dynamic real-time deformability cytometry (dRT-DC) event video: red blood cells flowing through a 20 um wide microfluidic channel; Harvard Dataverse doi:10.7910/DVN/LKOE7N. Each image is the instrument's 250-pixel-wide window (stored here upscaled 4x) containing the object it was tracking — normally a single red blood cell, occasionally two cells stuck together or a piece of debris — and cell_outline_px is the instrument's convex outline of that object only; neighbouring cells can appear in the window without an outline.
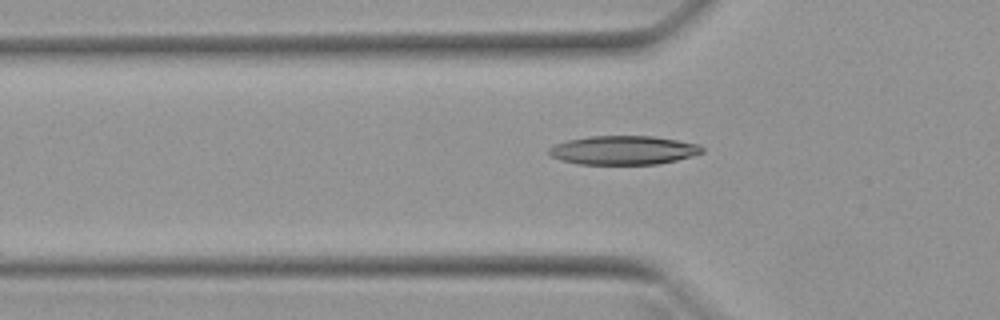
{"species": "Egyptian fruit bat (a non-hibernating species)", "species_latin": "Rousettus aegyptiacus", "temperature_condition": "warm", "stored_images_in_passage": 37, "camera_frame_rate_fps": 3000, "um_per_image_px": 0.085, "animal": {"sex": "female"}, "frame": {"image": 1, "passage_image": 3, "time_ms": 0.667, "image_size_px": [1000, 320], "cell_outline_px": [[704, 152], [692, 156], [676, 160], [656, 164], [580, 164], [560, 160], [552, 156], [548, 152], [548, 148], [556, 144], [568, 140], [588, 136], [652, 136], [700, 144], [704, 148]], "centroid_in_image_um": [53.0, 12.76], "position_along_channel_um": 72.8, "area_um2": 25.72}}
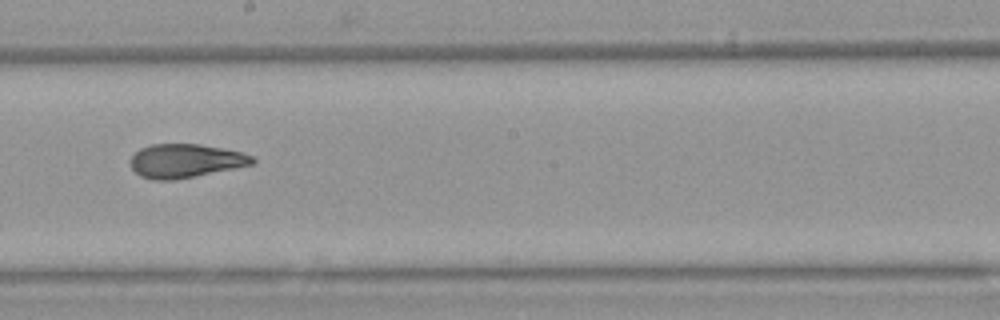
{"frame": {"image": 2, "passage_image": 15, "time_ms": 4.667, "image_size_px": [1000, 320], "cell_outline_px": [[256, 160], [252, 164], [176, 180], [152, 180], [140, 176], [132, 168], [132, 156], [140, 148], [152, 144], [200, 144], [240, 152], [252, 156]], "centroid_in_image_um": [15.73, 13.67], "position_along_channel_um": 232.5, "area_um2": 23.64}}
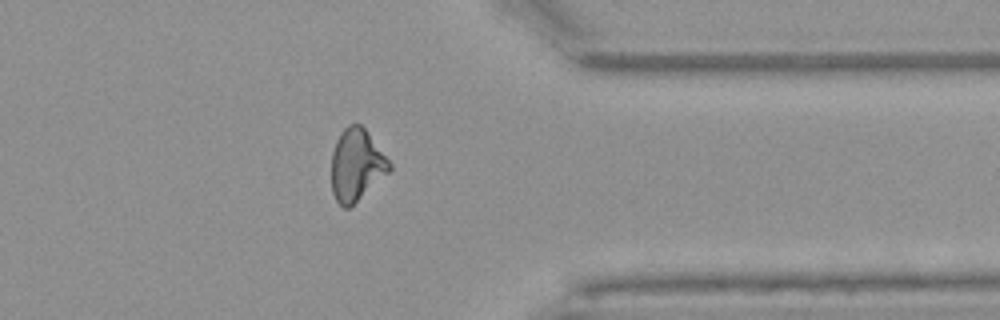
{"frame": {"image": 3, "passage_image": 27, "time_ms": 8.667, "image_size_px": [1000, 320], "cell_outline_px": [[392, 168], [388, 172], [348, 208], [344, 208], [336, 200], [332, 192], [332, 152], [336, 140], [340, 132], [348, 124], [360, 124], [364, 128], [392, 164]], "centroid_in_image_um": [30.27, 13.99], "position_along_channel_um": 381.1, "area_um2": 23.81}, "authors_computed_cell_mechanics": {"area_um2": 24.1026, "velocity_mm_per_s": 3.9807, "shape_relaxation_time_tau1_ms": 7.0215, "shape_relaxation_time_tau2_ms": 2.1935, "deformation_change_tau1": 0.2294, "deformation_change_tau2": 0.0988}}